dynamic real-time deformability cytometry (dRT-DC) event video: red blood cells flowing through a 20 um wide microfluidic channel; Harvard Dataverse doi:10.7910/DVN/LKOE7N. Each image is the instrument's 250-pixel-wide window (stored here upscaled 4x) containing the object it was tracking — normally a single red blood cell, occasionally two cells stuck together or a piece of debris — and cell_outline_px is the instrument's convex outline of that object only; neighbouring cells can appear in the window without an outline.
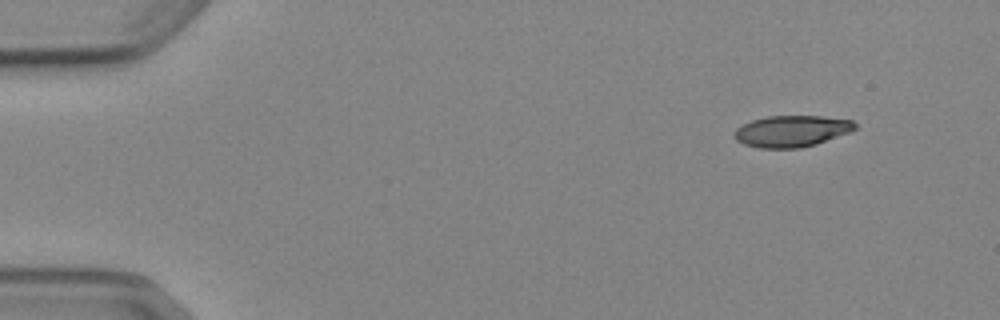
{"species": "Egyptian fruit bat (a non-hibernating species)", "species_latin": "Rousettus aegyptiacus", "temperature_condition": "cold", "stored_images_in_passage": 3, "camera_frame_rate_fps": 3000, "um_per_image_px": 0.085, "animal": {"sex": "female"}, "frame": {"image": 1, "passage_image": 1, "time_ms": 0.0, "image_size_px": [1000, 320], "cell_outline_px": [[856, 128], [852, 132], [816, 144], [800, 148], [760, 148], [744, 144], [736, 140], [732, 136], [732, 132], [736, 128], [752, 120], [768, 116], [820, 116], [852, 120], [856, 124]], "centroid_in_image_um": [67.28, 11.15], "position_along_channel_um": 17.7, "area_um2": 22.25}}